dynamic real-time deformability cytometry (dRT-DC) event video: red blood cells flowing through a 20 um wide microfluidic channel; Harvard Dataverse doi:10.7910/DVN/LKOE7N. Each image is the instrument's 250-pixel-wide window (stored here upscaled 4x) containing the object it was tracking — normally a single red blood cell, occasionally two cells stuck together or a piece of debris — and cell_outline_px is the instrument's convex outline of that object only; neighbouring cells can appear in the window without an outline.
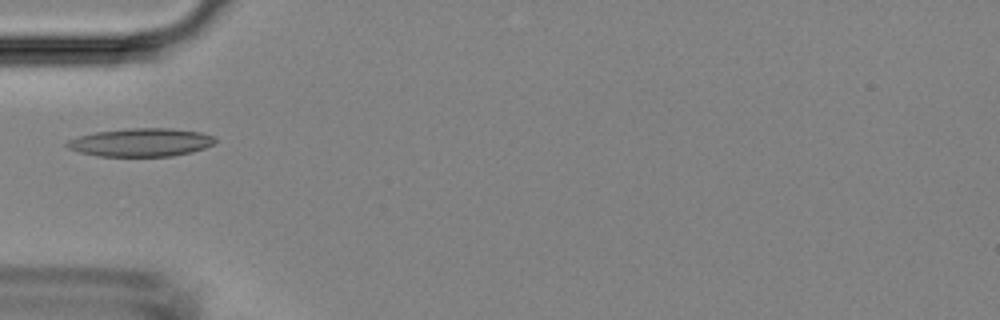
{"species": "Egyptian fruit bat (a non-hibernating species)", "species_latin": "Rousettus aegyptiacus", "temperature_condition": "room temperature", "stored_images_in_passage": 6, "camera_frame_rate_fps": 3000, "um_per_image_px": 0.085, "animal": {"sex": "female"}, "frame": {"image": 1, "passage_image": 5, "time_ms": 4.667, "image_size_px": [1000, 320], "cell_outline_px": [[216, 140], [212, 144], [204, 148], [192, 152], [172, 156], [96, 156], [80, 152], [68, 148], [64, 144], [68, 140], [80, 136], [96, 132], [128, 128], [172, 128], [200, 132], [216, 136]], "centroid_in_image_um": [11.99, 12.1], "position_along_channel_um": 73.0, "area_um2": 24.39}}